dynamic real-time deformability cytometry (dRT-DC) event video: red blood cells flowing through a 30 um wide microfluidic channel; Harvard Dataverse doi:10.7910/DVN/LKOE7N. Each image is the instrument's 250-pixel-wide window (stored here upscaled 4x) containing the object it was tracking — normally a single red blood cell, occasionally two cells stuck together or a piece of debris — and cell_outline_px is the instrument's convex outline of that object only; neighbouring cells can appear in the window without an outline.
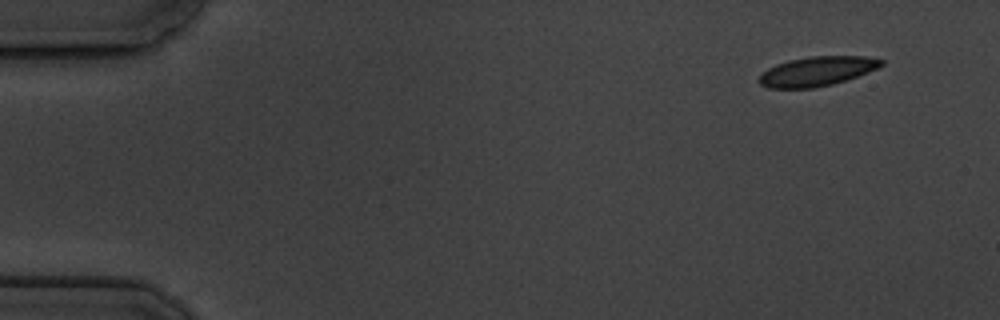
{"species": "common noctule bat (a hibernating species)", "species_latin": "Nyctalus noctula", "temperature_condition": "cold", "stored_images_in_passage": 7, "camera_frame_rate_fps": 3000, "um_per_image_px": 0.085, "animal": {"sex": "male", "body_mass_g": 19.5, "forearm_length_mm": 54.6}, "frame": {"image": 1, "passage_image": 1, "time_ms": 0.0, "image_size_px": [1000, 320], "cell_outline_px": [[884, 64], [880, 68], [832, 84], [812, 88], [768, 88], [760, 84], [760, 76], [768, 68], [776, 64], [788, 60], [812, 56], [864, 56], [884, 60]], "centroid_in_image_um": [69.47, 6.05], "position_along_channel_um": 15.5, "area_um2": 20.81}}
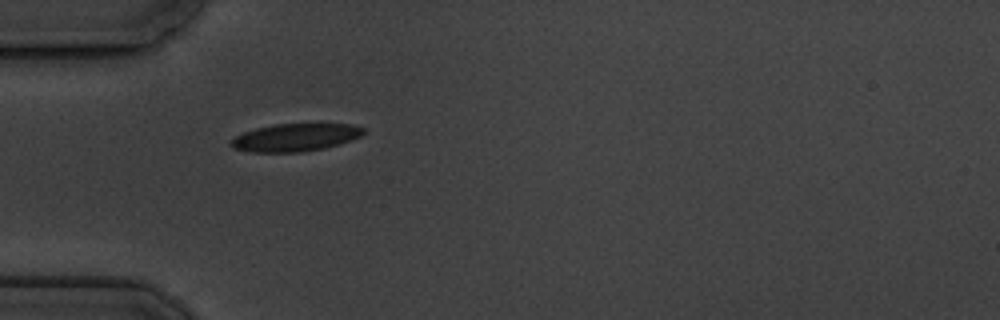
{"frame": {"image": 2, "passage_image": 5, "time_ms": 4.333, "image_size_px": [1000, 320], "cell_outline_px": [[364, 132], [360, 136], [352, 140], [324, 148], [300, 152], [252, 152], [236, 148], [228, 144], [236, 136], [244, 132], [256, 128], [276, 124], [352, 124], [364, 128]], "centroid_in_image_um": [25.11, 11.68], "position_along_channel_um": 59.9, "area_um2": 21.15}}